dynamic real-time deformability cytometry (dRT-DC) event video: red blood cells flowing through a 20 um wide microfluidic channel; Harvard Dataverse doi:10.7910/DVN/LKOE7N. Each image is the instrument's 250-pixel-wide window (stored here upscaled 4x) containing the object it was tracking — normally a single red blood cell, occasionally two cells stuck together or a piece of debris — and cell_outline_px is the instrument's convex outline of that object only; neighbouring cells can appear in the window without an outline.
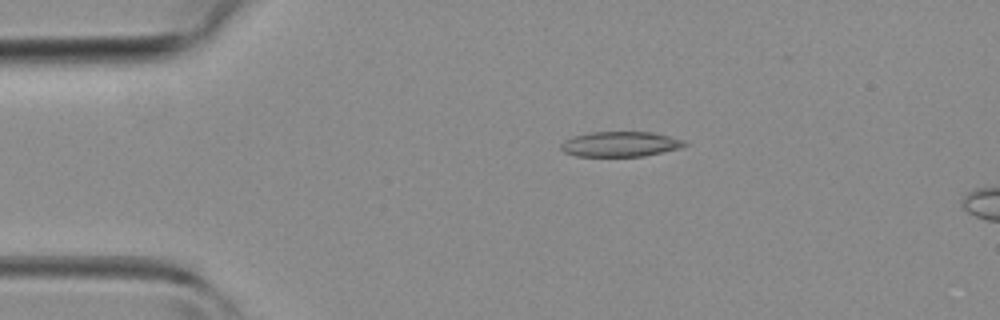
{"species": "common noctule bat (a hibernating species)", "species_latin": "Nyctalus noctula", "temperature_condition": "room temperature", "stored_images_in_passage": 28, "camera_frame_rate_fps": 3000, "um_per_image_px": 0.085, "animal": {"sex": "female", "body_mass_g": 19.3, "forearm_length_mm": 54.1}, "frame": {"image": 1, "passage_image": 1, "time_ms": 0.0, "image_size_px": [1000, 320], "cell_outline_px": [[688, 144], [680, 148], [644, 156], [576, 156], [564, 152], [560, 148], [560, 144], [564, 140], [572, 136], [592, 132], [652, 132], [684, 140]], "centroid_in_image_um": [52.7, 12.25], "position_along_channel_um": 32.3, "area_um2": 18.09}}
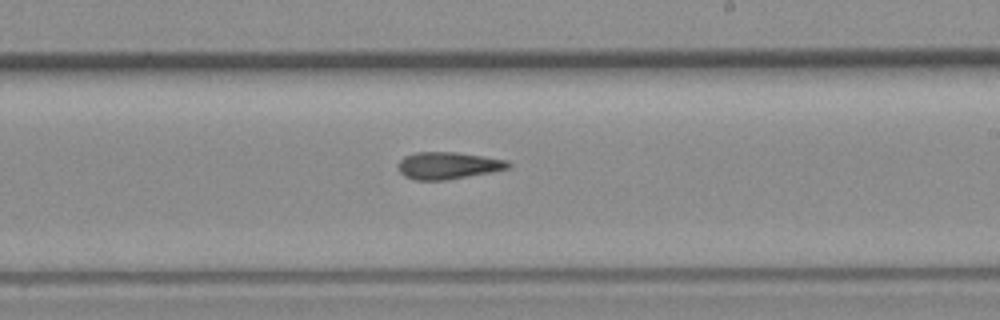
{"frame": {"image": 2, "passage_image": 18, "time_ms": 5.667, "image_size_px": [1000, 320], "cell_outline_px": [[512, 168], [492, 172], [448, 180], [416, 180], [404, 176], [396, 168], [400, 160], [404, 156], [416, 152], [456, 152], [484, 156], [508, 160], [512, 164]], "centroid_in_image_um": [38.11, 14.07], "position_along_channel_um": 250.9, "area_um2": 17.69}}
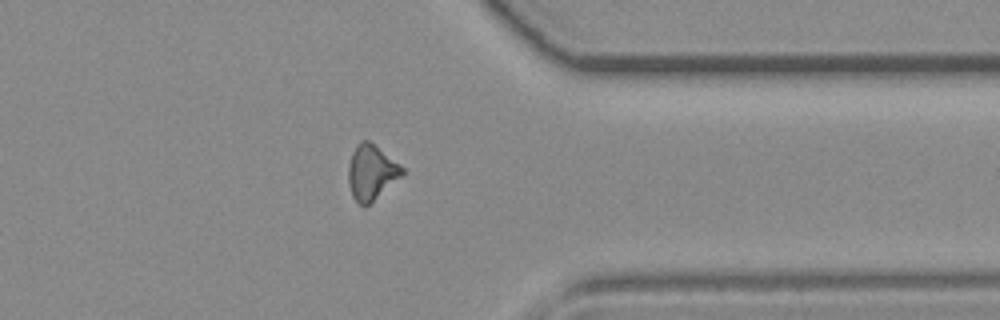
{"frame": {"image": 3, "passage_image": 27, "time_ms": 8.667, "image_size_px": [1000, 320], "cell_outline_px": [[404, 172], [400, 176], [364, 208], [352, 196], [348, 184], [348, 164], [352, 152], [356, 144], [360, 140], [368, 140], [400, 164], [404, 168]], "centroid_in_image_um": [31.52, 14.63], "position_along_channel_um": 379.9, "area_um2": 16.99}}